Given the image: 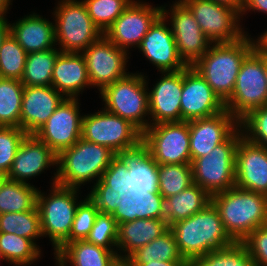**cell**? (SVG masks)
Masks as SVG:
<instances>
[{"label": "cell", "instance_id": "20", "mask_svg": "<svg viewBox=\"0 0 267 266\" xmlns=\"http://www.w3.org/2000/svg\"><path fill=\"white\" fill-rule=\"evenodd\" d=\"M191 162L209 154L238 127L239 121L226 109L214 116L188 121Z\"/></svg>", "mask_w": 267, "mask_h": 266}, {"label": "cell", "instance_id": "21", "mask_svg": "<svg viewBox=\"0 0 267 266\" xmlns=\"http://www.w3.org/2000/svg\"><path fill=\"white\" fill-rule=\"evenodd\" d=\"M161 74L160 81L148 91L150 125L181 121L183 70Z\"/></svg>", "mask_w": 267, "mask_h": 266}, {"label": "cell", "instance_id": "9", "mask_svg": "<svg viewBox=\"0 0 267 266\" xmlns=\"http://www.w3.org/2000/svg\"><path fill=\"white\" fill-rule=\"evenodd\" d=\"M81 138L104 145L117 155L127 154L142 147V132L130 121L103 108L102 111L83 116Z\"/></svg>", "mask_w": 267, "mask_h": 266}, {"label": "cell", "instance_id": "27", "mask_svg": "<svg viewBox=\"0 0 267 266\" xmlns=\"http://www.w3.org/2000/svg\"><path fill=\"white\" fill-rule=\"evenodd\" d=\"M211 198L207 191L193 183L174 196L162 198L161 219L170 227L205 209L211 203Z\"/></svg>", "mask_w": 267, "mask_h": 266}, {"label": "cell", "instance_id": "36", "mask_svg": "<svg viewBox=\"0 0 267 266\" xmlns=\"http://www.w3.org/2000/svg\"><path fill=\"white\" fill-rule=\"evenodd\" d=\"M0 232L16 234L35 243L38 238L43 237L37 207L25 212L0 214Z\"/></svg>", "mask_w": 267, "mask_h": 266}, {"label": "cell", "instance_id": "24", "mask_svg": "<svg viewBox=\"0 0 267 266\" xmlns=\"http://www.w3.org/2000/svg\"><path fill=\"white\" fill-rule=\"evenodd\" d=\"M51 86L66 98H78L85 87H91L82 53H59L54 63Z\"/></svg>", "mask_w": 267, "mask_h": 266}, {"label": "cell", "instance_id": "44", "mask_svg": "<svg viewBox=\"0 0 267 266\" xmlns=\"http://www.w3.org/2000/svg\"><path fill=\"white\" fill-rule=\"evenodd\" d=\"M78 205L72 228L69 234V242L85 240L89 235L99 210L86 196Z\"/></svg>", "mask_w": 267, "mask_h": 266}, {"label": "cell", "instance_id": "45", "mask_svg": "<svg viewBox=\"0 0 267 266\" xmlns=\"http://www.w3.org/2000/svg\"><path fill=\"white\" fill-rule=\"evenodd\" d=\"M130 152L116 155L104 171L101 180L113 189H130L128 184Z\"/></svg>", "mask_w": 267, "mask_h": 266}, {"label": "cell", "instance_id": "17", "mask_svg": "<svg viewBox=\"0 0 267 266\" xmlns=\"http://www.w3.org/2000/svg\"><path fill=\"white\" fill-rule=\"evenodd\" d=\"M181 121L214 116L225 110V104L205 79L192 67L183 69L180 98Z\"/></svg>", "mask_w": 267, "mask_h": 266}, {"label": "cell", "instance_id": "33", "mask_svg": "<svg viewBox=\"0 0 267 266\" xmlns=\"http://www.w3.org/2000/svg\"><path fill=\"white\" fill-rule=\"evenodd\" d=\"M23 91L21 80L0 77V126L20 128Z\"/></svg>", "mask_w": 267, "mask_h": 266}, {"label": "cell", "instance_id": "42", "mask_svg": "<svg viewBox=\"0 0 267 266\" xmlns=\"http://www.w3.org/2000/svg\"><path fill=\"white\" fill-rule=\"evenodd\" d=\"M92 190L87 195L99 212L113 214L117 205L124 197L129 195L130 189H113L106 185L101 179L94 183Z\"/></svg>", "mask_w": 267, "mask_h": 266}, {"label": "cell", "instance_id": "19", "mask_svg": "<svg viewBox=\"0 0 267 266\" xmlns=\"http://www.w3.org/2000/svg\"><path fill=\"white\" fill-rule=\"evenodd\" d=\"M235 186L267 196V148L244 136L236 149Z\"/></svg>", "mask_w": 267, "mask_h": 266}, {"label": "cell", "instance_id": "40", "mask_svg": "<svg viewBox=\"0 0 267 266\" xmlns=\"http://www.w3.org/2000/svg\"><path fill=\"white\" fill-rule=\"evenodd\" d=\"M117 238L118 224L112 217V214L98 212L95 223L85 240L89 243L105 247L111 251H116Z\"/></svg>", "mask_w": 267, "mask_h": 266}, {"label": "cell", "instance_id": "29", "mask_svg": "<svg viewBox=\"0 0 267 266\" xmlns=\"http://www.w3.org/2000/svg\"><path fill=\"white\" fill-rule=\"evenodd\" d=\"M129 194L133 198L145 196L147 192L158 191L157 163L143 147L130 152Z\"/></svg>", "mask_w": 267, "mask_h": 266}, {"label": "cell", "instance_id": "28", "mask_svg": "<svg viewBox=\"0 0 267 266\" xmlns=\"http://www.w3.org/2000/svg\"><path fill=\"white\" fill-rule=\"evenodd\" d=\"M63 266H112L118 257L117 251L95 245L86 240L65 243L57 252Z\"/></svg>", "mask_w": 267, "mask_h": 266}, {"label": "cell", "instance_id": "47", "mask_svg": "<svg viewBox=\"0 0 267 266\" xmlns=\"http://www.w3.org/2000/svg\"><path fill=\"white\" fill-rule=\"evenodd\" d=\"M162 198L158 191L137 198V219H161Z\"/></svg>", "mask_w": 267, "mask_h": 266}, {"label": "cell", "instance_id": "35", "mask_svg": "<svg viewBox=\"0 0 267 266\" xmlns=\"http://www.w3.org/2000/svg\"><path fill=\"white\" fill-rule=\"evenodd\" d=\"M193 184L191 164H157L158 192L174 196Z\"/></svg>", "mask_w": 267, "mask_h": 266}, {"label": "cell", "instance_id": "32", "mask_svg": "<svg viewBox=\"0 0 267 266\" xmlns=\"http://www.w3.org/2000/svg\"><path fill=\"white\" fill-rule=\"evenodd\" d=\"M40 248L28 238L0 232V258L14 266H28L35 263L41 254Z\"/></svg>", "mask_w": 267, "mask_h": 266}, {"label": "cell", "instance_id": "25", "mask_svg": "<svg viewBox=\"0 0 267 266\" xmlns=\"http://www.w3.org/2000/svg\"><path fill=\"white\" fill-rule=\"evenodd\" d=\"M10 33L27 53L45 51L57 45L55 23L34 12L10 23Z\"/></svg>", "mask_w": 267, "mask_h": 266}, {"label": "cell", "instance_id": "54", "mask_svg": "<svg viewBox=\"0 0 267 266\" xmlns=\"http://www.w3.org/2000/svg\"><path fill=\"white\" fill-rule=\"evenodd\" d=\"M112 266H135L128 257H117Z\"/></svg>", "mask_w": 267, "mask_h": 266}, {"label": "cell", "instance_id": "38", "mask_svg": "<svg viewBox=\"0 0 267 266\" xmlns=\"http://www.w3.org/2000/svg\"><path fill=\"white\" fill-rule=\"evenodd\" d=\"M27 52L18 44L11 33L3 40L0 47V77L21 80Z\"/></svg>", "mask_w": 267, "mask_h": 266}, {"label": "cell", "instance_id": "30", "mask_svg": "<svg viewBox=\"0 0 267 266\" xmlns=\"http://www.w3.org/2000/svg\"><path fill=\"white\" fill-rule=\"evenodd\" d=\"M38 188L7 177L0 185V214L25 212L36 206Z\"/></svg>", "mask_w": 267, "mask_h": 266}, {"label": "cell", "instance_id": "7", "mask_svg": "<svg viewBox=\"0 0 267 266\" xmlns=\"http://www.w3.org/2000/svg\"><path fill=\"white\" fill-rule=\"evenodd\" d=\"M224 104L239 122L251 111L267 105L266 54L255 48L244 59L234 91Z\"/></svg>", "mask_w": 267, "mask_h": 266}, {"label": "cell", "instance_id": "51", "mask_svg": "<svg viewBox=\"0 0 267 266\" xmlns=\"http://www.w3.org/2000/svg\"><path fill=\"white\" fill-rule=\"evenodd\" d=\"M10 33V23L5 18V16H0V47L3 40Z\"/></svg>", "mask_w": 267, "mask_h": 266}, {"label": "cell", "instance_id": "16", "mask_svg": "<svg viewBox=\"0 0 267 266\" xmlns=\"http://www.w3.org/2000/svg\"><path fill=\"white\" fill-rule=\"evenodd\" d=\"M162 7L133 0L103 34L118 48L139 47L150 26L161 15Z\"/></svg>", "mask_w": 267, "mask_h": 266}, {"label": "cell", "instance_id": "8", "mask_svg": "<svg viewBox=\"0 0 267 266\" xmlns=\"http://www.w3.org/2000/svg\"><path fill=\"white\" fill-rule=\"evenodd\" d=\"M240 128V129H239ZM243 137L239 126L224 142L191 162L193 183L211 196L235 186L236 149Z\"/></svg>", "mask_w": 267, "mask_h": 266}, {"label": "cell", "instance_id": "1", "mask_svg": "<svg viewBox=\"0 0 267 266\" xmlns=\"http://www.w3.org/2000/svg\"><path fill=\"white\" fill-rule=\"evenodd\" d=\"M247 36L234 42L212 43L192 65L223 102L234 91L242 62L256 48L255 39Z\"/></svg>", "mask_w": 267, "mask_h": 266}, {"label": "cell", "instance_id": "11", "mask_svg": "<svg viewBox=\"0 0 267 266\" xmlns=\"http://www.w3.org/2000/svg\"><path fill=\"white\" fill-rule=\"evenodd\" d=\"M189 124L185 121L150 125L142 147L157 164H191Z\"/></svg>", "mask_w": 267, "mask_h": 266}, {"label": "cell", "instance_id": "3", "mask_svg": "<svg viewBox=\"0 0 267 266\" xmlns=\"http://www.w3.org/2000/svg\"><path fill=\"white\" fill-rule=\"evenodd\" d=\"M222 223L235 242H242L256 228L267 225V196L234 186L212 195Z\"/></svg>", "mask_w": 267, "mask_h": 266}, {"label": "cell", "instance_id": "6", "mask_svg": "<svg viewBox=\"0 0 267 266\" xmlns=\"http://www.w3.org/2000/svg\"><path fill=\"white\" fill-rule=\"evenodd\" d=\"M146 78L141 73H128L100 92L106 111L130 121L142 133L150 126Z\"/></svg>", "mask_w": 267, "mask_h": 266}, {"label": "cell", "instance_id": "34", "mask_svg": "<svg viewBox=\"0 0 267 266\" xmlns=\"http://www.w3.org/2000/svg\"><path fill=\"white\" fill-rule=\"evenodd\" d=\"M128 258L133 263H149L153 260H186L181 256L170 228L147 245L137 249Z\"/></svg>", "mask_w": 267, "mask_h": 266}, {"label": "cell", "instance_id": "55", "mask_svg": "<svg viewBox=\"0 0 267 266\" xmlns=\"http://www.w3.org/2000/svg\"><path fill=\"white\" fill-rule=\"evenodd\" d=\"M12 0H0V16H6Z\"/></svg>", "mask_w": 267, "mask_h": 266}, {"label": "cell", "instance_id": "37", "mask_svg": "<svg viewBox=\"0 0 267 266\" xmlns=\"http://www.w3.org/2000/svg\"><path fill=\"white\" fill-rule=\"evenodd\" d=\"M190 266H256L243 242L211 251L195 258Z\"/></svg>", "mask_w": 267, "mask_h": 266}, {"label": "cell", "instance_id": "41", "mask_svg": "<svg viewBox=\"0 0 267 266\" xmlns=\"http://www.w3.org/2000/svg\"><path fill=\"white\" fill-rule=\"evenodd\" d=\"M27 133L18 127L0 126V173L7 176Z\"/></svg>", "mask_w": 267, "mask_h": 266}, {"label": "cell", "instance_id": "56", "mask_svg": "<svg viewBox=\"0 0 267 266\" xmlns=\"http://www.w3.org/2000/svg\"><path fill=\"white\" fill-rule=\"evenodd\" d=\"M54 256H55L54 259H56L55 260L56 261V265L58 264L57 266H63V263H62L60 257L56 253H54Z\"/></svg>", "mask_w": 267, "mask_h": 266}, {"label": "cell", "instance_id": "53", "mask_svg": "<svg viewBox=\"0 0 267 266\" xmlns=\"http://www.w3.org/2000/svg\"><path fill=\"white\" fill-rule=\"evenodd\" d=\"M216 3H221L224 5H228L234 9H236L239 13L242 11V7L244 4V0H212Z\"/></svg>", "mask_w": 267, "mask_h": 266}, {"label": "cell", "instance_id": "48", "mask_svg": "<svg viewBox=\"0 0 267 266\" xmlns=\"http://www.w3.org/2000/svg\"><path fill=\"white\" fill-rule=\"evenodd\" d=\"M117 224L130 222L137 219V198H133L130 194L124 197L117 205V209L112 214Z\"/></svg>", "mask_w": 267, "mask_h": 266}, {"label": "cell", "instance_id": "39", "mask_svg": "<svg viewBox=\"0 0 267 266\" xmlns=\"http://www.w3.org/2000/svg\"><path fill=\"white\" fill-rule=\"evenodd\" d=\"M133 0H83L93 23L104 34Z\"/></svg>", "mask_w": 267, "mask_h": 266}, {"label": "cell", "instance_id": "26", "mask_svg": "<svg viewBox=\"0 0 267 266\" xmlns=\"http://www.w3.org/2000/svg\"><path fill=\"white\" fill-rule=\"evenodd\" d=\"M169 228L168 223L162 219H136L118 224L117 254L120 252L118 257H129Z\"/></svg>", "mask_w": 267, "mask_h": 266}, {"label": "cell", "instance_id": "23", "mask_svg": "<svg viewBox=\"0 0 267 266\" xmlns=\"http://www.w3.org/2000/svg\"><path fill=\"white\" fill-rule=\"evenodd\" d=\"M51 166H57V154L34 134L21 142L7 178L26 183Z\"/></svg>", "mask_w": 267, "mask_h": 266}, {"label": "cell", "instance_id": "10", "mask_svg": "<svg viewBox=\"0 0 267 266\" xmlns=\"http://www.w3.org/2000/svg\"><path fill=\"white\" fill-rule=\"evenodd\" d=\"M56 7L53 11L55 39L61 52L82 53L103 36L83 1L60 0Z\"/></svg>", "mask_w": 267, "mask_h": 266}, {"label": "cell", "instance_id": "15", "mask_svg": "<svg viewBox=\"0 0 267 266\" xmlns=\"http://www.w3.org/2000/svg\"><path fill=\"white\" fill-rule=\"evenodd\" d=\"M78 98H66L34 135L55 154L81 138L82 118Z\"/></svg>", "mask_w": 267, "mask_h": 266}, {"label": "cell", "instance_id": "46", "mask_svg": "<svg viewBox=\"0 0 267 266\" xmlns=\"http://www.w3.org/2000/svg\"><path fill=\"white\" fill-rule=\"evenodd\" d=\"M242 242L256 266H267V225L256 228Z\"/></svg>", "mask_w": 267, "mask_h": 266}, {"label": "cell", "instance_id": "52", "mask_svg": "<svg viewBox=\"0 0 267 266\" xmlns=\"http://www.w3.org/2000/svg\"><path fill=\"white\" fill-rule=\"evenodd\" d=\"M256 48L263 54H267V30L255 40Z\"/></svg>", "mask_w": 267, "mask_h": 266}, {"label": "cell", "instance_id": "2", "mask_svg": "<svg viewBox=\"0 0 267 266\" xmlns=\"http://www.w3.org/2000/svg\"><path fill=\"white\" fill-rule=\"evenodd\" d=\"M170 229L181 256L190 263L197 257L235 242L225 230L218 210L212 203L189 218L172 224Z\"/></svg>", "mask_w": 267, "mask_h": 266}, {"label": "cell", "instance_id": "5", "mask_svg": "<svg viewBox=\"0 0 267 266\" xmlns=\"http://www.w3.org/2000/svg\"><path fill=\"white\" fill-rule=\"evenodd\" d=\"M79 188L51 185L50 194L38 190L36 207L40 215L42 236H48L54 253L65 243H69V234L78 205Z\"/></svg>", "mask_w": 267, "mask_h": 266}, {"label": "cell", "instance_id": "13", "mask_svg": "<svg viewBox=\"0 0 267 266\" xmlns=\"http://www.w3.org/2000/svg\"><path fill=\"white\" fill-rule=\"evenodd\" d=\"M161 14L168 19L172 26L178 53L182 60L192 66L210 47L212 42L200 29L190 9L181 1L173 3L170 10L161 6Z\"/></svg>", "mask_w": 267, "mask_h": 266}, {"label": "cell", "instance_id": "4", "mask_svg": "<svg viewBox=\"0 0 267 266\" xmlns=\"http://www.w3.org/2000/svg\"><path fill=\"white\" fill-rule=\"evenodd\" d=\"M117 154L110 148L80 138L74 145L57 155L56 172L52 185L80 188L81 185L99 181Z\"/></svg>", "mask_w": 267, "mask_h": 266}, {"label": "cell", "instance_id": "22", "mask_svg": "<svg viewBox=\"0 0 267 266\" xmlns=\"http://www.w3.org/2000/svg\"><path fill=\"white\" fill-rule=\"evenodd\" d=\"M65 99L53 86H24L20 128L34 134Z\"/></svg>", "mask_w": 267, "mask_h": 266}, {"label": "cell", "instance_id": "49", "mask_svg": "<svg viewBox=\"0 0 267 266\" xmlns=\"http://www.w3.org/2000/svg\"><path fill=\"white\" fill-rule=\"evenodd\" d=\"M248 10V12L250 10L254 11L255 10L258 12H263L267 14V0H244V4L242 7V11L240 13V16L243 17V15Z\"/></svg>", "mask_w": 267, "mask_h": 266}, {"label": "cell", "instance_id": "50", "mask_svg": "<svg viewBox=\"0 0 267 266\" xmlns=\"http://www.w3.org/2000/svg\"><path fill=\"white\" fill-rule=\"evenodd\" d=\"M135 266H190L188 260L160 261L153 260L149 263H134Z\"/></svg>", "mask_w": 267, "mask_h": 266}, {"label": "cell", "instance_id": "18", "mask_svg": "<svg viewBox=\"0 0 267 266\" xmlns=\"http://www.w3.org/2000/svg\"><path fill=\"white\" fill-rule=\"evenodd\" d=\"M161 14L150 26L138 49L161 72H177L188 67L178 53L174 35ZM169 26V27H168Z\"/></svg>", "mask_w": 267, "mask_h": 266}, {"label": "cell", "instance_id": "57", "mask_svg": "<svg viewBox=\"0 0 267 266\" xmlns=\"http://www.w3.org/2000/svg\"><path fill=\"white\" fill-rule=\"evenodd\" d=\"M5 177L6 176L4 174L0 173V185H1L2 181L5 179Z\"/></svg>", "mask_w": 267, "mask_h": 266}, {"label": "cell", "instance_id": "58", "mask_svg": "<svg viewBox=\"0 0 267 266\" xmlns=\"http://www.w3.org/2000/svg\"><path fill=\"white\" fill-rule=\"evenodd\" d=\"M266 74H267V54H266Z\"/></svg>", "mask_w": 267, "mask_h": 266}, {"label": "cell", "instance_id": "43", "mask_svg": "<svg viewBox=\"0 0 267 266\" xmlns=\"http://www.w3.org/2000/svg\"><path fill=\"white\" fill-rule=\"evenodd\" d=\"M239 126L248 141L267 148V105L251 111Z\"/></svg>", "mask_w": 267, "mask_h": 266}, {"label": "cell", "instance_id": "14", "mask_svg": "<svg viewBox=\"0 0 267 266\" xmlns=\"http://www.w3.org/2000/svg\"><path fill=\"white\" fill-rule=\"evenodd\" d=\"M91 87L101 92L106 86L125 77L129 53L118 48L104 35L82 52Z\"/></svg>", "mask_w": 267, "mask_h": 266}, {"label": "cell", "instance_id": "31", "mask_svg": "<svg viewBox=\"0 0 267 266\" xmlns=\"http://www.w3.org/2000/svg\"><path fill=\"white\" fill-rule=\"evenodd\" d=\"M61 50L52 48L27 53L21 82L24 86H51L54 63Z\"/></svg>", "mask_w": 267, "mask_h": 266}, {"label": "cell", "instance_id": "12", "mask_svg": "<svg viewBox=\"0 0 267 266\" xmlns=\"http://www.w3.org/2000/svg\"><path fill=\"white\" fill-rule=\"evenodd\" d=\"M181 1L190 9L200 29L212 43L234 42L246 34L236 9L212 0Z\"/></svg>", "mask_w": 267, "mask_h": 266}]
</instances>
